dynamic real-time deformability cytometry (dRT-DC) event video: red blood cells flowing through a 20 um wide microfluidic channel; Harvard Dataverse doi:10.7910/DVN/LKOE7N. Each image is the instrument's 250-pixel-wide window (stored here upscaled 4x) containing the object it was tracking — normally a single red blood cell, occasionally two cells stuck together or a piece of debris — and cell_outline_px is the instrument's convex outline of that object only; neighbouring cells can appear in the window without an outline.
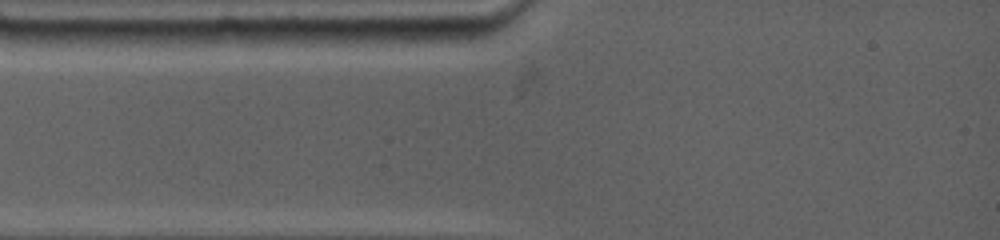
{"species": "common noctule bat (a hibernating species)", "species_latin": "Nyctalus noctula", "temperature_condition": "warm", "stored_images_in_passage": 4, "camera_frame_rate_fps": 4500, "um_per_image_px": 0.085, "animal": {"sex": "female", "body_mass_g": 19.0, "forearm_length_mm": 53.3}, "frame": {"image": 1, "passage_image": 3, "time_ms": 1.778, "image_size_px": [1000, 240], "cell_outline_px": [[476, 204], [464, 208], [344, 208], [344, 204], [372, 192], [472, 200]], "centroid_in_image_um": [34.51, 17.16], "position_along_channel_um": 50.5, "area_um2": 10.69}}